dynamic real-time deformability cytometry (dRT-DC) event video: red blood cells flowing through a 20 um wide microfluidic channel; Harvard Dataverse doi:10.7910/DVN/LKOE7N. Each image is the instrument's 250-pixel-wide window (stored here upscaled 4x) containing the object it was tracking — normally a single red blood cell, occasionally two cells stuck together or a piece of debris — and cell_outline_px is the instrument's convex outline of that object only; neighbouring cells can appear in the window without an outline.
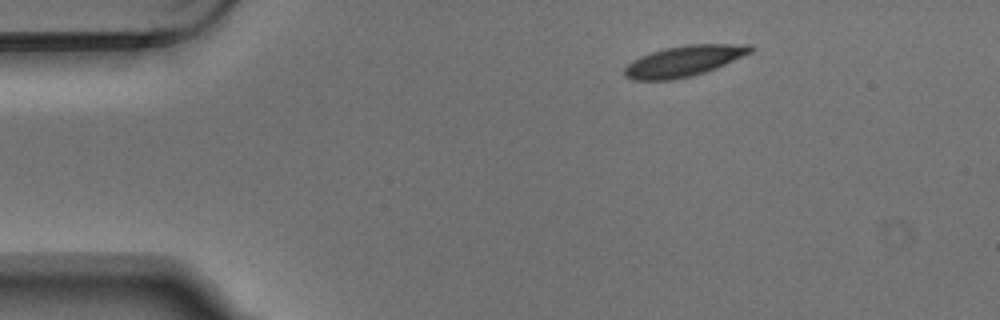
{"species": "Egyptian fruit bat (a non-hibernating species)", "species_latin": "Rousettus aegyptiacus", "temperature_condition": "warm", "stored_images_in_passage": 3, "camera_frame_rate_fps": 3000, "um_per_image_px": 0.085, "animal": {"sex": "male"}, "frame": {"image": 1, "passage_image": 1, "time_ms": 0.0, "image_size_px": [1000, 320], "cell_outline_px": [[756, 48], [752, 52], [716, 68], [704, 72], [672, 80], [632, 80], [624, 76], [624, 68], [632, 60], [640, 56], [664, 48], [688, 44], [752, 44]], "centroid_in_image_um": [58.14, 5.18], "position_along_channel_um": 26.9, "area_um2": 22.6}}